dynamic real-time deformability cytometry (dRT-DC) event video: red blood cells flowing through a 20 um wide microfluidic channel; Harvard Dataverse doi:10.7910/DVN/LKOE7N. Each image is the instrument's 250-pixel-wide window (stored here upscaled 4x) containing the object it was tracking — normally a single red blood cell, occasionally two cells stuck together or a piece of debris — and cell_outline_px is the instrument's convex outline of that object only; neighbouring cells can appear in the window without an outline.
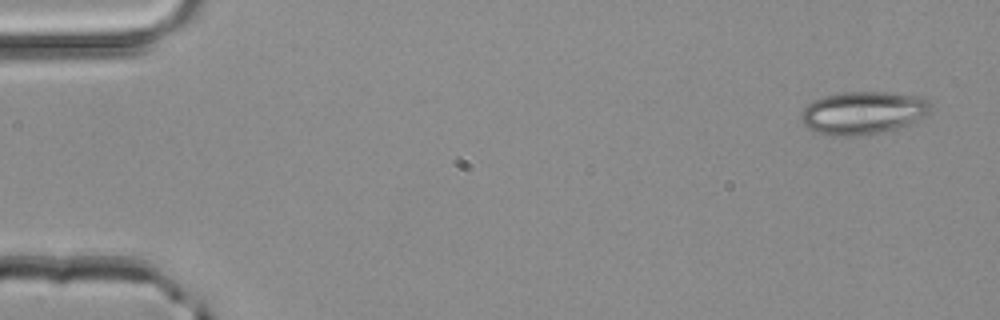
{"species": "common noctule bat (a hibernating species)", "species_latin": "Nyctalus noctula", "temperature_condition": "room temperature", "stored_images_in_passage": 3, "camera_frame_rate_fps": 3000, "um_per_image_px": 0.085, "animal": {"sex": "male", "body_mass_g": 20.4}, "frame": {"image": 1, "passage_image": 1, "time_ms": 0.0, "image_size_px": [1000, 320], "cell_outline_px": [[932, 112], [908, 124], [896, 128], [880, 132], [856, 136], [832, 136], [808, 128], [800, 120], [800, 112], [812, 100], [824, 96], [844, 92], [884, 92], [916, 96], [928, 100], [932, 104]], "centroid_in_image_um": [73.34, 9.58], "position_along_channel_um": 11.7, "area_um2": 32.25}}